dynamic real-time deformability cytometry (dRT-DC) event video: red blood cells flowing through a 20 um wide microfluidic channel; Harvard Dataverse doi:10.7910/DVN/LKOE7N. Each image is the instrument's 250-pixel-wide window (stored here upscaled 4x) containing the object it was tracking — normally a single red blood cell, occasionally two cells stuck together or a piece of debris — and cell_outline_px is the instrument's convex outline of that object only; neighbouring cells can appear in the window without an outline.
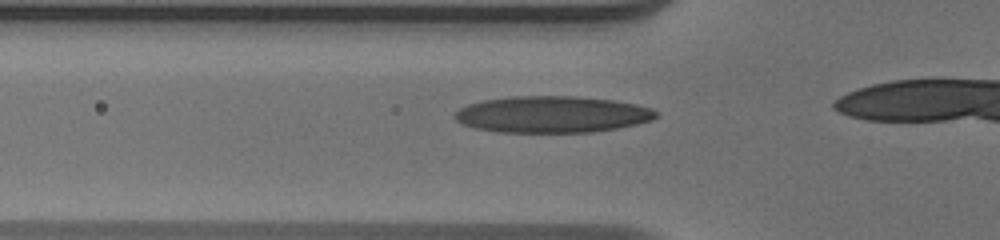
{"species": "human", "species_latin": "Homo sapiens", "temperature_condition": "warm", "stored_images_in_passage": 17, "camera_frame_rate_fps": 3000, "um_per_image_px": 0.085, "donor": {"sex": "male"}, "frame": {"image": 1, "passage_image": 12, "time_ms": 3.667, "image_size_px": [1000, 240], "cell_outline_px": [[660, 116], [652, 120], [636, 124], [616, 128], [592, 132], [500, 132], [476, 128], [464, 124], [456, 120], [452, 116], [460, 108], [468, 104], [484, 100], [512, 96], [576, 96], [616, 100], [636, 104], [652, 108], [660, 112]], "centroid_in_image_um": [46.98, 9.71], "position_along_channel_um": 78.8, "area_um2": 43.06}}